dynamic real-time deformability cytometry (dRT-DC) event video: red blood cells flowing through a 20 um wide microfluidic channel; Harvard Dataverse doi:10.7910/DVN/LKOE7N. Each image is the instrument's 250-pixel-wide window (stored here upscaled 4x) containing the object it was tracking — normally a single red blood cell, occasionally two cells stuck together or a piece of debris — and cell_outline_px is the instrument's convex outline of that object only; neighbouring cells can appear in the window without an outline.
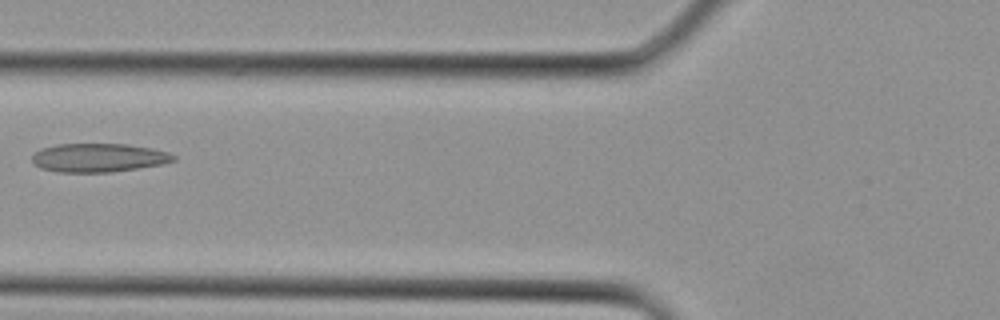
{"species": "Egyptian fruit bat (a non-hibernating species)", "species_latin": "Rousettus aegyptiacus", "temperature_condition": "cold", "stored_images_in_passage": 2, "camera_frame_rate_fps": 3000, "um_per_image_px": 0.085, "animal": {"sex": "female"}, "frame": {"image": 1, "passage_image": 2, "time_ms": 0.333, "image_size_px": [1000, 320], "cell_outline_px": [[176, 160], [164, 164], [112, 172], [56, 172], [40, 168], [32, 164], [32, 156], [40, 148], [56, 144], [128, 144], [152, 148], [168, 152], [176, 156]], "centroid_in_image_um": [8.37, 13.41], "position_along_channel_um": 117.4, "area_um2": 23.87}}